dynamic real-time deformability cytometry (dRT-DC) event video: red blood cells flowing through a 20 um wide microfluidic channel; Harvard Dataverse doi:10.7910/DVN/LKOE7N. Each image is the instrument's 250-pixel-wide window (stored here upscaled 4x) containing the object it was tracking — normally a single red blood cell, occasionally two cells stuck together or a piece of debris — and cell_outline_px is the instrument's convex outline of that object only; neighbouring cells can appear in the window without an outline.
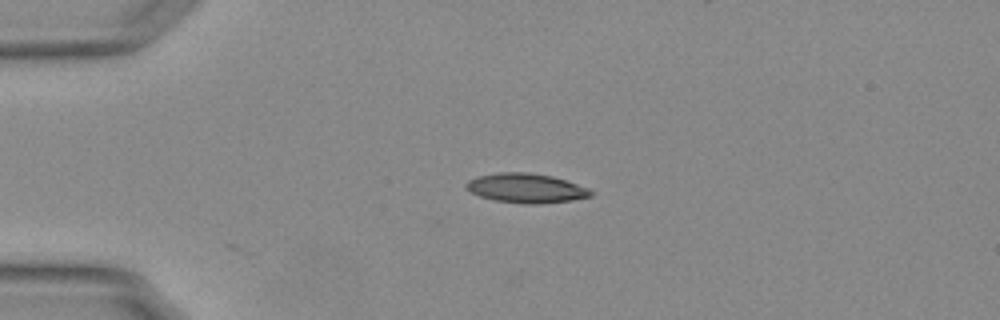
{"species": "Egyptian fruit bat (a non-hibernating species)", "species_latin": "Rousettus aegyptiacus", "temperature_condition": "warm", "stored_images_in_passage": 42, "camera_frame_rate_fps": 3000, "um_per_image_px": 0.085, "animal": {"sex": "female"}, "frame": {"image": 1, "passage_image": 1, "time_ms": 0.0, "image_size_px": [1000, 320], "cell_outline_px": [[592, 196], [572, 200], [536, 204], [524, 204], [496, 200], [480, 196], [464, 188], [464, 184], [468, 180], [480, 176], [496, 172], [528, 172], [552, 176], [588, 188], [592, 192]], "centroid_in_image_um": [44.69, 15.99], "position_along_channel_um": 40.3, "area_um2": 21.21}}
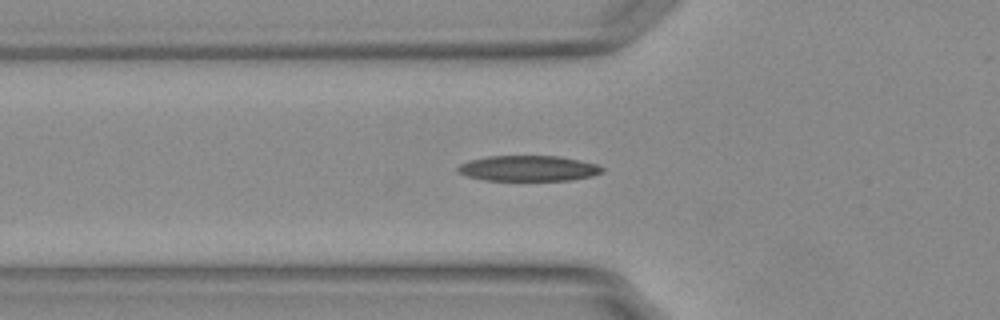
{"frame": {"image": 2, "passage_image": 7, "time_ms": 2.0, "image_size_px": [1000, 320], "cell_outline_px": [[604, 172], [592, 176], [568, 180], [484, 180], [468, 176], [460, 172], [456, 168], [460, 164], [468, 160], [488, 156], [560, 156], [580, 160], [596, 164], [604, 168]], "centroid_in_image_um": [44.92, 14.3], "position_along_channel_um": 80.9, "area_um2": 21.44}, "authors_computed_cell_mechanics": {"area_um2": 21.1548, "velocity_mm_per_s": 3.7766, "shape_relaxation_time_tau1_ms": 7.8428, "shape_relaxation_time_tau2_ms": 2.9041, "deformation_change_tau1": 0.2357, "deformation_change_tau2": 0.112}}